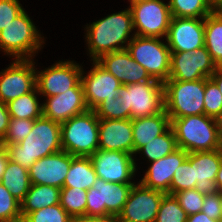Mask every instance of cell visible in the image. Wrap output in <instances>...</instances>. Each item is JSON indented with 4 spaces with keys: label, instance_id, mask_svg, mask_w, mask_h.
I'll return each instance as SVG.
<instances>
[{
    "label": "cell",
    "instance_id": "cell-41",
    "mask_svg": "<svg viewBox=\"0 0 222 222\" xmlns=\"http://www.w3.org/2000/svg\"><path fill=\"white\" fill-rule=\"evenodd\" d=\"M19 2V0H0V30L24 10Z\"/></svg>",
    "mask_w": 222,
    "mask_h": 222
},
{
    "label": "cell",
    "instance_id": "cell-52",
    "mask_svg": "<svg viewBox=\"0 0 222 222\" xmlns=\"http://www.w3.org/2000/svg\"><path fill=\"white\" fill-rule=\"evenodd\" d=\"M218 10L222 13V6Z\"/></svg>",
    "mask_w": 222,
    "mask_h": 222
},
{
    "label": "cell",
    "instance_id": "cell-4",
    "mask_svg": "<svg viewBox=\"0 0 222 222\" xmlns=\"http://www.w3.org/2000/svg\"><path fill=\"white\" fill-rule=\"evenodd\" d=\"M61 147L72 156L90 157L99 149V118L94 110L61 123Z\"/></svg>",
    "mask_w": 222,
    "mask_h": 222
},
{
    "label": "cell",
    "instance_id": "cell-22",
    "mask_svg": "<svg viewBox=\"0 0 222 222\" xmlns=\"http://www.w3.org/2000/svg\"><path fill=\"white\" fill-rule=\"evenodd\" d=\"M187 157L188 153L178 148L173 153L150 162L148 170L139 182L145 187L170 194V185L174 172Z\"/></svg>",
    "mask_w": 222,
    "mask_h": 222
},
{
    "label": "cell",
    "instance_id": "cell-16",
    "mask_svg": "<svg viewBox=\"0 0 222 222\" xmlns=\"http://www.w3.org/2000/svg\"><path fill=\"white\" fill-rule=\"evenodd\" d=\"M165 40L171 52L204 47V18L172 17Z\"/></svg>",
    "mask_w": 222,
    "mask_h": 222
},
{
    "label": "cell",
    "instance_id": "cell-17",
    "mask_svg": "<svg viewBox=\"0 0 222 222\" xmlns=\"http://www.w3.org/2000/svg\"><path fill=\"white\" fill-rule=\"evenodd\" d=\"M93 67L84 75L81 72V83L84 90V98L88 109L93 110L103 100L119 95L121 82L97 61H93Z\"/></svg>",
    "mask_w": 222,
    "mask_h": 222
},
{
    "label": "cell",
    "instance_id": "cell-28",
    "mask_svg": "<svg viewBox=\"0 0 222 222\" xmlns=\"http://www.w3.org/2000/svg\"><path fill=\"white\" fill-rule=\"evenodd\" d=\"M0 182L20 202L24 199L32 185L29 170L10 160Z\"/></svg>",
    "mask_w": 222,
    "mask_h": 222
},
{
    "label": "cell",
    "instance_id": "cell-34",
    "mask_svg": "<svg viewBox=\"0 0 222 222\" xmlns=\"http://www.w3.org/2000/svg\"><path fill=\"white\" fill-rule=\"evenodd\" d=\"M196 182L194 164L187 158L174 172L170 185V195L186 189H195Z\"/></svg>",
    "mask_w": 222,
    "mask_h": 222
},
{
    "label": "cell",
    "instance_id": "cell-6",
    "mask_svg": "<svg viewBox=\"0 0 222 222\" xmlns=\"http://www.w3.org/2000/svg\"><path fill=\"white\" fill-rule=\"evenodd\" d=\"M163 88L165 111L169 118L204 114L205 79L167 80Z\"/></svg>",
    "mask_w": 222,
    "mask_h": 222
},
{
    "label": "cell",
    "instance_id": "cell-32",
    "mask_svg": "<svg viewBox=\"0 0 222 222\" xmlns=\"http://www.w3.org/2000/svg\"><path fill=\"white\" fill-rule=\"evenodd\" d=\"M87 190L74 187H63L60 193V205L72 217L86 215Z\"/></svg>",
    "mask_w": 222,
    "mask_h": 222
},
{
    "label": "cell",
    "instance_id": "cell-47",
    "mask_svg": "<svg viewBox=\"0 0 222 222\" xmlns=\"http://www.w3.org/2000/svg\"><path fill=\"white\" fill-rule=\"evenodd\" d=\"M210 78L217 84L222 94V66H217L215 72Z\"/></svg>",
    "mask_w": 222,
    "mask_h": 222
},
{
    "label": "cell",
    "instance_id": "cell-36",
    "mask_svg": "<svg viewBox=\"0 0 222 222\" xmlns=\"http://www.w3.org/2000/svg\"><path fill=\"white\" fill-rule=\"evenodd\" d=\"M72 219L60 204H56L28 213L22 222H71Z\"/></svg>",
    "mask_w": 222,
    "mask_h": 222
},
{
    "label": "cell",
    "instance_id": "cell-20",
    "mask_svg": "<svg viewBox=\"0 0 222 222\" xmlns=\"http://www.w3.org/2000/svg\"><path fill=\"white\" fill-rule=\"evenodd\" d=\"M96 61L124 85L158 81L150 77L146 69L132 58L127 49L104 54Z\"/></svg>",
    "mask_w": 222,
    "mask_h": 222
},
{
    "label": "cell",
    "instance_id": "cell-25",
    "mask_svg": "<svg viewBox=\"0 0 222 222\" xmlns=\"http://www.w3.org/2000/svg\"><path fill=\"white\" fill-rule=\"evenodd\" d=\"M61 189L49 185L32 184L21 203L22 219L30 212L60 203Z\"/></svg>",
    "mask_w": 222,
    "mask_h": 222
},
{
    "label": "cell",
    "instance_id": "cell-15",
    "mask_svg": "<svg viewBox=\"0 0 222 222\" xmlns=\"http://www.w3.org/2000/svg\"><path fill=\"white\" fill-rule=\"evenodd\" d=\"M83 66L74 61H60L45 70L36 71V87L40 96L52 97L73 88L81 80Z\"/></svg>",
    "mask_w": 222,
    "mask_h": 222
},
{
    "label": "cell",
    "instance_id": "cell-19",
    "mask_svg": "<svg viewBox=\"0 0 222 222\" xmlns=\"http://www.w3.org/2000/svg\"><path fill=\"white\" fill-rule=\"evenodd\" d=\"M70 166L71 154L63 150L36 160L28 169L31 184H45L61 189Z\"/></svg>",
    "mask_w": 222,
    "mask_h": 222
},
{
    "label": "cell",
    "instance_id": "cell-11",
    "mask_svg": "<svg viewBox=\"0 0 222 222\" xmlns=\"http://www.w3.org/2000/svg\"><path fill=\"white\" fill-rule=\"evenodd\" d=\"M90 158L98 178L111 183L135 184L131 181L138 170L134 155L98 149Z\"/></svg>",
    "mask_w": 222,
    "mask_h": 222
},
{
    "label": "cell",
    "instance_id": "cell-49",
    "mask_svg": "<svg viewBox=\"0 0 222 222\" xmlns=\"http://www.w3.org/2000/svg\"><path fill=\"white\" fill-rule=\"evenodd\" d=\"M216 127L218 129V134L220 139L222 140V111L220 114L215 118Z\"/></svg>",
    "mask_w": 222,
    "mask_h": 222
},
{
    "label": "cell",
    "instance_id": "cell-10",
    "mask_svg": "<svg viewBox=\"0 0 222 222\" xmlns=\"http://www.w3.org/2000/svg\"><path fill=\"white\" fill-rule=\"evenodd\" d=\"M134 184L106 182L97 178L87 191V216H113L121 213Z\"/></svg>",
    "mask_w": 222,
    "mask_h": 222
},
{
    "label": "cell",
    "instance_id": "cell-37",
    "mask_svg": "<svg viewBox=\"0 0 222 222\" xmlns=\"http://www.w3.org/2000/svg\"><path fill=\"white\" fill-rule=\"evenodd\" d=\"M222 111V94L217 84L211 79H205L204 114L216 118Z\"/></svg>",
    "mask_w": 222,
    "mask_h": 222
},
{
    "label": "cell",
    "instance_id": "cell-43",
    "mask_svg": "<svg viewBox=\"0 0 222 222\" xmlns=\"http://www.w3.org/2000/svg\"><path fill=\"white\" fill-rule=\"evenodd\" d=\"M10 121L7 105L0 101V142L4 139Z\"/></svg>",
    "mask_w": 222,
    "mask_h": 222
},
{
    "label": "cell",
    "instance_id": "cell-48",
    "mask_svg": "<svg viewBox=\"0 0 222 222\" xmlns=\"http://www.w3.org/2000/svg\"><path fill=\"white\" fill-rule=\"evenodd\" d=\"M215 181H216V185H217L218 190L222 192V162L220 164Z\"/></svg>",
    "mask_w": 222,
    "mask_h": 222
},
{
    "label": "cell",
    "instance_id": "cell-50",
    "mask_svg": "<svg viewBox=\"0 0 222 222\" xmlns=\"http://www.w3.org/2000/svg\"><path fill=\"white\" fill-rule=\"evenodd\" d=\"M215 10H218L222 6V0H208Z\"/></svg>",
    "mask_w": 222,
    "mask_h": 222
},
{
    "label": "cell",
    "instance_id": "cell-31",
    "mask_svg": "<svg viewBox=\"0 0 222 222\" xmlns=\"http://www.w3.org/2000/svg\"><path fill=\"white\" fill-rule=\"evenodd\" d=\"M172 17L205 18L215 9L208 0H169Z\"/></svg>",
    "mask_w": 222,
    "mask_h": 222
},
{
    "label": "cell",
    "instance_id": "cell-7",
    "mask_svg": "<svg viewBox=\"0 0 222 222\" xmlns=\"http://www.w3.org/2000/svg\"><path fill=\"white\" fill-rule=\"evenodd\" d=\"M124 97L125 119L154 116L165 110L164 88L160 81H145L119 88Z\"/></svg>",
    "mask_w": 222,
    "mask_h": 222
},
{
    "label": "cell",
    "instance_id": "cell-51",
    "mask_svg": "<svg viewBox=\"0 0 222 222\" xmlns=\"http://www.w3.org/2000/svg\"><path fill=\"white\" fill-rule=\"evenodd\" d=\"M130 2V4L136 2V1H140V0H128Z\"/></svg>",
    "mask_w": 222,
    "mask_h": 222
},
{
    "label": "cell",
    "instance_id": "cell-3",
    "mask_svg": "<svg viewBox=\"0 0 222 222\" xmlns=\"http://www.w3.org/2000/svg\"><path fill=\"white\" fill-rule=\"evenodd\" d=\"M170 121L179 149L191 153L222 148L215 118L201 114L170 118Z\"/></svg>",
    "mask_w": 222,
    "mask_h": 222
},
{
    "label": "cell",
    "instance_id": "cell-5",
    "mask_svg": "<svg viewBox=\"0 0 222 222\" xmlns=\"http://www.w3.org/2000/svg\"><path fill=\"white\" fill-rule=\"evenodd\" d=\"M25 9L0 30V49L14 59H33L41 49L44 37Z\"/></svg>",
    "mask_w": 222,
    "mask_h": 222
},
{
    "label": "cell",
    "instance_id": "cell-42",
    "mask_svg": "<svg viewBox=\"0 0 222 222\" xmlns=\"http://www.w3.org/2000/svg\"><path fill=\"white\" fill-rule=\"evenodd\" d=\"M202 212L214 220L222 218V192L210 193L205 195Z\"/></svg>",
    "mask_w": 222,
    "mask_h": 222
},
{
    "label": "cell",
    "instance_id": "cell-18",
    "mask_svg": "<svg viewBox=\"0 0 222 222\" xmlns=\"http://www.w3.org/2000/svg\"><path fill=\"white\" fill-rule=\"evenodd\" d=\"M88 110L81 80L73 87L56 96L46 97L42 103V116L63 123Z\"/></svg>",
    "mask_w": 222,
    "mask_h": 222
},
{
    "label": "cell",
    "instance_id": "cell-24",
    "mask_svg": "<svg viewBox=\"0 0 222 222\" xmlns=\"http://www.w3.org/2000/svg\"><path fill=\"white\" fill-rule=\"evenodd\" d=\"M170 126L171 121L165 110L154 116L132 119L134 156L141 147L163 134Z\"/></svg>",
    "mask_w": 222,
    "mask_h": 222
},
{
    "label": "cell",
    "instance_id": "cell-29",
    "mask_svg": "<svg viewBox=\"0 0 222 222\" xmlns=\"http://www.w3.org/2000/svg\"><path fill=\"white\" fill-rule=\"evenodd\" d=\"M40 95L37 87L31 92L8 102L7 109L10 118L35 120L42 116V104L39 103Z\"/></svg>",
    "mask_w": 222,
    "mask_h": 222
},
{
    "label": "cell",
    "instance_id": "cell-12",
    "mask_svg": "<svg viewBox=\"0 0 222 222\" xmlns=\"http://www.w3.org/2000/svg\"><path fill=\"white\" fill-rule=\"evenodd\" d=\"M216 67L205 46L193 52H171L168 80L195 81L210 78Z\"/></svg>",
    "mask_w": 222,
    "mask_h": 222
},
{
    "label": "cell",
    "instance_id": "cell-30",
    "mask_svg": "<svg viewBox=\"0 0 222 222\" xmlns=\"http://www.w3.org/2000/svg\"><path fill=\"white\" fill-rule=\"evenodd\" d=\"M177 147L176 138L171 126L161 135L155 137L146 145L141 147L136 154L145 155L149 162L159 160L166 155L173 153Z\"/></svg>",
    "mask_w": 222,
    "mask_h": 222
},
{
    "label": "cell",
    "instance_id": "cell-2",
    "mask_svg": "<svg viewBox=\"0 0 222 222\" xmlns=\"http://www.w3.org/2000/svg\"><path fill=\"white\" fill-rule=\"evenodd\" d=\"M3 146L10 161L29 169L36 160L62 151L61 123L41 116L21 142Z\"/></svg>",
    "mask_w": 222,
    "mask_h": 222
},
{
    "label": "cell",
    "instance_id": "cell-13",
    "mask_svg": "<svg viewBox=\"0 0 222 222\" xmlns=\"http://www.w3.org/2000/svg\"><path fill=\"white\" fill-rule=\"evenodd\" d=\"M11 63L0 72V101L5 104L36 87L37 68L33 59H14Z\"/></svg>",
    "mask_w": 222,
    "mask_h": 222
},
{
    "label": "cell",
    "instance_id": "cell-9",
    "mask_svg": "<svg viewBox=\"0 0 222 222\" xmlns=\"http://www.w3.org/2000/svg\"><path fill=\"white\" fill-rule=\"evenodd\" d=\"M129 8L135 35L166 38L172 19L168 3L162 0H140L130 4Z\"/></svg>",
    "mask_w": 222,
    "mask_h": 222
},
{
    "label": "cell",
    "instance_id": "cell-40",
    "mask_svg": "<svg viewBox=\"0 0 222 222\" xmlns=\"http://www.w3.org/2000/svg\"><path fill=\"white\" fill-rule=\"evenodd\" d=\"M174 196L188 216L202 210L205 195L198 192L196 189L182 190L175 193Z\"/></svg>",
    "mask_w": 222,
    "mask_h": 222
},
{
    "label": "cell",
    "instance_id": "cell-39",
    "mask_svg": "<svg viewBox=\"0 0 222 222\" xmlns=\"http://www.w3.org/2000/svg\"><path fill=\"white\" fill-rule=\"evenodd\" d=\"M98 118L102 119H125L124 97H111L103 100L94 109Z\"/></svg>",
    "mask_w": 222,
    "mask_h": 222
},
{
    "label": "cell",
    "instance_id": "cell-44",
    "mask_svg": "<svg viewBox=\"0 0 222 222\" xmlns=\"http://www.w3.org/2000/svg\"><path fill=\"white\" fill-rule=\"evenodd\" d=\"M71 222H117L113 216H79L74 217Z\"/></svg>",
    "mask_w": 222,
    "mask_h": 222
},
{
    "label": "cell",
    "instance_id": "cell-27",
    "mask_svg": "<svg viewBox=\"0 0 222 222\" xmlns=\"http://www.w3.org/2000/svg\"><path fill=\"white\" fill-rule=\"evenodd\" d=\"M204 46L217 66H222V13L214 10L204 18Z\"/></svg>",
    "mask_w": 222,
    "mask_h": 222
},
{
    "label": "cell",
    "instance_id": "cell-14",
    "mask_svg": "<svg viewBox=\"0 0 222 222\" xmlns=\"http://www.w3.org/2000/svg\"><path fill=\"white\" fill-rule=\"evenodd\" d=\"M165 193L145 187L138 182L131 188L117 222H155Z\"/></svg>",
    "mask_w": 222,
    "mask_h": 222
},
{
    "label": "cell",
    "instance_id": "cell-45",
    "mask_svg": "<svg viewBox=\"0 0 222 222\" xmlns=\"http://www.w3.org/2000/svg\"><path fill=\"white\" fill-rule=\"evenodd\" d=\"M186 222H221L208 217L204 212L200 211L196 214L189 215Z\"/></svg>",
    "mask_w": 222,
    "mask_h": 222
},
{
    "label": "cell",
    "instance_id": "cell-33",
    "mask_svg": "<svg viewBox=\"0 0 222 222\" xmlns=\"http://www.w3.org/2000/svg\"><path fill=\"white\" fill-rule=\"evenodd\" d=\"M187 218V213L179 205L175 196L165 194L161 200L155 222H186Z\"/></svg>",
    "mask_w": 222,
    "mask_h": 222
},
{
    "label": "cell",
    "instance_id": "cell-23",
    "mask_svg": "<svg viewBox=\"0 0 222 222\" xmlns=\"http://www.w3.org/2000/svg\"><path fill=\"white\" fill-rule=\"evenodd\" d=\"M194 164L195 189L204 194L216 193V175L222 162V148L213 151L191 152L187 157Z\"/></svg>",
    "mask_w": 222,
    "mask_h": 222
},
{
    "label": "cell",
    "instance_id": "cell-46",
    "mask_svg": "<svg viewBox=\"0 0 222 222\" xmlns=\"http://www.w3.org/2000/svg\"><path fill=\"white\" fill-rule=\"evenodd\" d=\"M8 161H9L8 153L5 147L0 144V181L2 180Z\"/></svg>",
    "mask_w": 222,
    "mask_h": 222
},
{
    "label": "cell",
    "instance_id": "cell-1",
    "mask_svg": "<svg viewBox=\"0 0 222 222\" xmlns=\"http://www.w3.org/2000/svg\"><path fill=\"white\" fill-rule=\"evenodd\" d=\"M85 28L91 61L98 60L104 54L127 49L128 43L135 36L131 34L134 28L130 8L87 24Z\"/></svg>",
    "mask_w": 222,
    "mask_h": 222
},
{
    "label": "cell",
    "instance_id": "cell-35",
    "mask_svg": "<svg viewBox=\"0 0 222 222\" xmlns=\"http://www.w3.org/2000/svg\"><path fill=\"white\" fill-rule=\"evenodd\" d=\"M0 222H22L21 203L0 182Z\"/></svg>",
    "mask_w": 222,
    "mask_h": 222
},
{
    "label": "cell",
    "instance_id": "cell-26",
    "mask_svg": "<svg viewBox=\"0 0 222 222\" xmlns=\"http://www.w3.org/2000/svg\"><path fill=\"white\" fill-rule=\"evenodd\" d=\"M97 178L98 176L90 157L71 155V166L64 180L63 187L81 188L88 191Z\"/></svg>",
    "mask_w": 222,
    "mask_h": 222
},
{
    "label": "cell",
    "instance_id": "cell-8",
    "mask_svg": "<svg viewBox=\"0 0 222 222\" xmlns=\"http://www.w3.org/2000/svg\"><path fill=\"white\" fill-rule=\"evenodd\" d=\"M161 39L135 35L128 43L127 50L151 78L164 83L170 75L171 51Z\"/></svg>",
    "mask_w": 222,
    "mask_h": 222
},
{
    "label": "cell",
    "instance_id": "cell-21",
    "mask_svg": "<svg viewBox=\"0 0 222 222\" xmlns=\"http://www.w3.org/2000/svg\"><path fill=\"white\" fill-rule=\"evenodd\" d=\"M99 149L134 155L132 119L99 118Z\"/></svg>",
    "mask_w": 222,
    "mask_h": 222
},
{
    "label": "cell",
    "instance_id": "cell-38",
    "mask_svg": "<svg viewBox=\"0 0 222 222\" xmlns=\"http://www.w3.org/2000/svg\"><path fill=\"white\" fill-rule=\"evenodd\" d=\"M35 120L10 118L7 133L1 145L18 144L32 130Z\"/></svg>",
    "mask_w": 222,
    "mask_h": 222
}]
</instances>
